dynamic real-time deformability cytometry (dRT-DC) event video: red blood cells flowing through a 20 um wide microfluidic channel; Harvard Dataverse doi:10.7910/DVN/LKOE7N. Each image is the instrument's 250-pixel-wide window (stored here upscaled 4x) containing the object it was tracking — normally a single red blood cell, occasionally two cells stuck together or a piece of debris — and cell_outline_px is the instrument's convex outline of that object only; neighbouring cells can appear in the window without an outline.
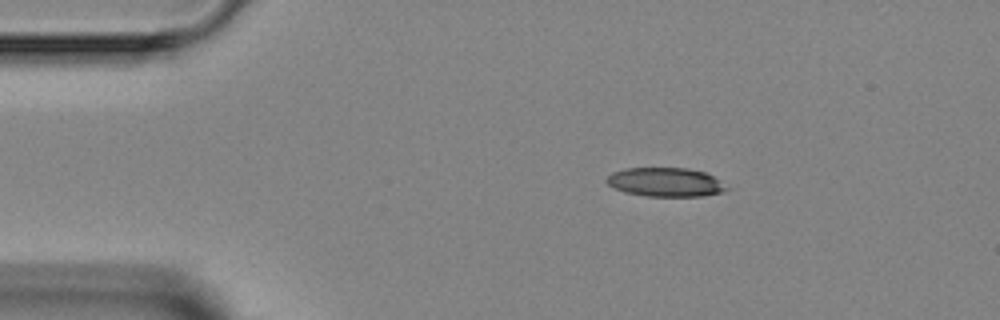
{"species": "Egyptian fruit bat (a non-hibernating species)", "species_latin": "Rousettus aegyptiacus", "temperature_condition": "room temperature", "stored_images_in_passage": 4, "camera_frame_rate_fps": 3000, "um_per_image_px": 0.085, "animal": {"sex": "female"}, "frame": {"image": 1, "passage_image": 1, "time_ms": 0.0, "image_size_px": [1000, 320], "cell_outline_px": [[732, 188], [724, 192], [704, 196], [644, 196], [624, 192], [612, 188], [604, 180], [612, 172], [624, 168], [688, 168], [704, 172], [712, 176]], "centroid_in_image_um": [56.56, 15.49], "position_along_channel_um": 28.4, "area_um2": 20.52}}
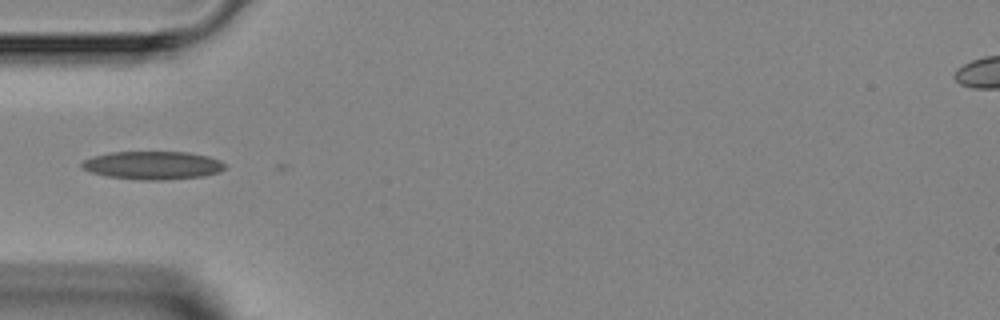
{"frame": {"image": 2, "passage_image": 3, "time_ms": 2.333, "image_size_px": [1000, 320], "cell_outline_px": [[224, 168], [220, 172], [204, 176], [164, 180], [140, 180], [108, 176], [92, 172], [80, 168], [80, 164], [84, 160], [96, 156], [112, 152], [188, 152], [208, 156], [220, 160], [224, 164]], "centroid_in_image_um": [13.0, 14.05], "position_along_channel_um": 72.0, "area_um2": 23.41}}
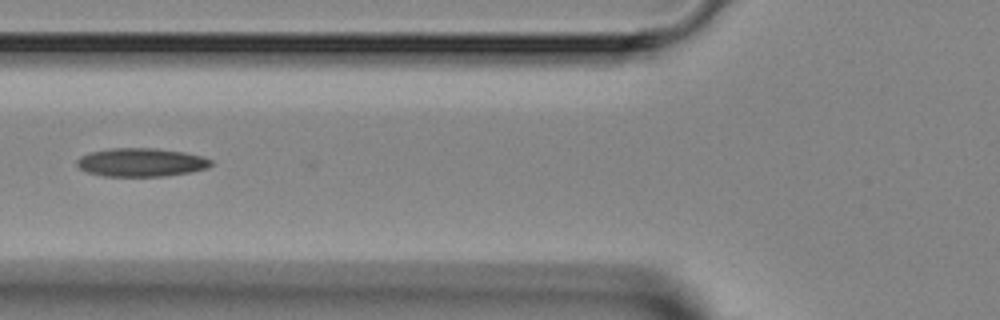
{"frame": {"image": 3, "passage_image": 4, "time_ms": 3.333, "image_size_px": [1000, 320], "cell_outline_px": [[212, 164], [208, 168], [192, 172], [164, 176], [104, 176], [88, 172], [80, 168], [76, 164], [76, 160], [80, 156], [92, 152], [108, 148], [156, 148], [184, 152], [204, 156], [212, 160]], "centroid_in_image_um": [12.03, 13.79], "position_along_channel_um": 113.8, "area_um2": 22.37}}